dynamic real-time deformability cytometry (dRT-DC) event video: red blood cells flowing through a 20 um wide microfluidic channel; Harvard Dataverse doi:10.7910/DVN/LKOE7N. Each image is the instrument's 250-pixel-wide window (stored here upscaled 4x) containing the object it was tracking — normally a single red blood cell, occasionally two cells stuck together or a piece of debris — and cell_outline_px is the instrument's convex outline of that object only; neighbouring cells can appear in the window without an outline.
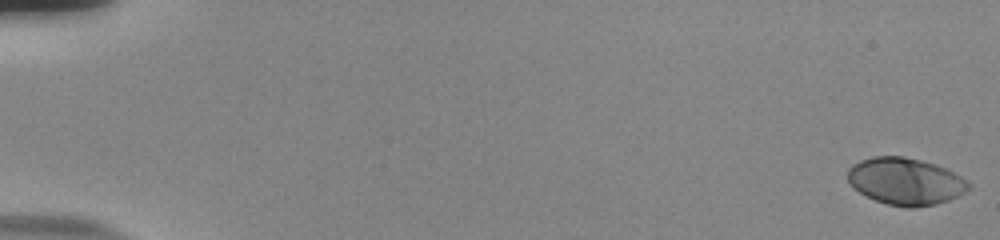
{"species": "human", "species_latin": "Homo sapiens", "temperature_condition": "room temperature", "stored_images_in_passage": 56, "camera_frame_rate_fps": 3000, "um_per_image_px": 0.085, "donor": {"sex": "male"}, "frame": {"image": 1, "passage_image": 1, "time_ms": 0.0, "image_size_px": [1000, 240], "cell_outline_px": [[972, 188], [948, 200], [936, 204], [916, 208], [904, 208], [888, 204], [876, 200], [860, 192], [848, 180], [848, 168], [852, 164], [860, 160], [872, 156], [904, 156], [936, 164], [968, 180], [972, 184]], "centroid_in_image_um": [76.98, 15.41], "position_along_channel_um": 8.0, "area_um2": 33.12}}
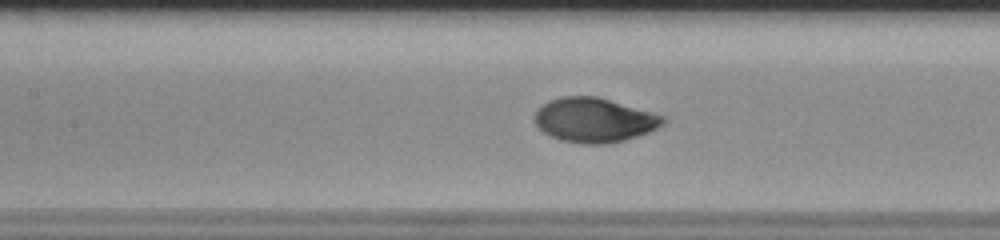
{"frame": {"image": 2, "passage_image": 28, "time_ms": 9.0, "image_size_px": [1000, 240], "cell_outline_px": [[668, 120], [664, 124], [648, 132], [624, 140], [608, 144], [584, 144], [560, 140], [548, 136], [532, 120], [536, 112], [548, 100], [560, 96], [596, 96], [664, 116]], "centroid_in_image_um": [50.48, 10.21], "position_along_channel_um": 156.9, "area_um2": 33.18}}
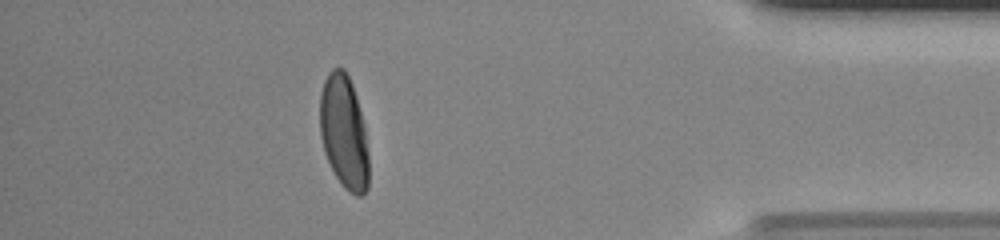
{"frame": {"image": 3, "passage_image": 51, "time_ms": 16.667, "image_size_px": [1000, 240], "cell_outline_px": [[368, 188], [360, 196], [356, 196], [344, 188], [340, 184], [324, 152], [320, 136], [320, 92], [324, 80], [328, 72], [332, 68], [344, 68], [352, 84], [356, 96], [364, 124], [368, 152]], "centroid_in_image_um": [29.23, 11.22], "position_along_channel_um": 406.0, "area_um2": 32.43}}